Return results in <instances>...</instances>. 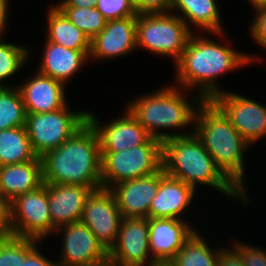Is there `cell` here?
<instances>
[{
  "instance_id": "1",
  "label": "cell",
  "mask_w": 266,
  "mask_h": 266,
  "mask_svg": "<svg viewBox=\"0 0 266 266\" xmlns=\"http://www.w3.org/2000/svg\"><path fill=\"white\" fill-rule=\"evenodd\" d=\"M196 31L191 34L181 58L174 64L175 82L172 81V84L191 92L196 90L195 93L204 100H211L226 91L218 85L223 75L246 65L266 62L262 55L241 52L231 46L232 43L225 40V32L202 34L199 31L197 34ZM213 36L225 43L209 38Z\"/></svg>"
},
{
  "instance_id": "2",
  "label": "cell",
  "mask_w": 266,
  "mask_h": 266,
  "mask_svg": "<svg viewBox=\"0 0 266 266\" xmlns=\"http://www.w3.org/2000/svg\"><path fill=\"white\" fill-rule=\"evenodd\" d=\"M189 93L191 91L167 84L128 99L124 106L152 137L164 141L194 133L197 109L204 99Z\"/></svg>"
},
{
  "instance_id": "3",
  "label": "cell",
  "mask_w": 266,
  "mask_h": 266,
  "mask_svg": "<svg viewBox=\"0 0 266 266\" xmlns=\"http://www.w3.org/2000/svg\"><path fill=\"white\" fill-rule=\"evenodd\" d=\"M194 134L214 159L216 166L246 196V205H250L252 196H249L247 190L249 175L246 174L245 154L252 146L211 100H204L198 107Z\"/></svg>"
},
{
  "instance_id": "4",
  "label": "cell",
  "mask_w": 266,
  "mask_h": 266,
  "mask_svg": "<svg viewBox=\"0 0 266 266\" xmlns=\"http://www.w3.org/2000/svg\"><path fill=\"white\" fill-rule=\"evenodd\" d=\"M162 168L164 172L197 192L198 185L215 190L225 198L246 206V196L222 173L201 141L193 133L162 141ZM239 200V201H238Z\"/></svg>"
},
{
  "instance_id": "5",
  "label": "cell",
  "mask_w": 266,
  "mask_h": 266,
  "mask_svg": "<svg viewBox=\"0 0 266 266\" xmlns=\"http://www.w3.org/2000/svg\"><path fill=\"white\" fill-rule=\"evenodd\" d=\"M41 159L43 183L103 188L100 141L89 122Z\"/></svg>"
},
{
  "instance_id": "6",
  "label": "cell",
  "mask_w": 266,
  "mask_h": 266,
  "mask_svg": "<svg viewBox=\"0 0 266 266\" xmlns=\"http://www.w3.org/2000/svg\"><path fill=\"white\" fill-rule=\"evenodd\" d=\"M193 32L172 12L139 13L136 19V46L166 56L174 65L182 56Z\"/></svg>"
},
{
  "instance_id": "7",
  "label": "cell",
  "mask_w": 266,
  "mask_h": 266,
  "mask_svg": "<svg viewBox=\"0 0 266 266\" xmlns=\"http://www.w3.org/2000/svg\"><path fill=\"white\" fill-rule=\"evenodd\" d=\"M100 153L101 181L105 189L123 181L150 176L162 168V141L154 137L124 151Z\"/></svg>"
},
{
  "instance_id": "8",
  "label": "cell",
  "mask_w": 266,
  "mask_h": 266,
  "mask_svg": "<svg viewBox=\"0 0 266 266\" xmlns=\"http://www.w3.org/2000/svg\"><path fill=\"white\" fill-rule=\"evenodd\" d=\"M88 122V110L70 105L47 113H26L25 128L38 157L58 148Z\"/></svg>"
},
{
  "instance_id": "9",
  "label": "cell",
  "mask_w": 266,
  "mask_h": 266,
  "mask_svg": "<svg viewBox=\"0 0 266 266\" xmlns=\"http://www.w3.org/2000/svg\"><path fill=\"white\" fill-rule=\"evenodd\" d=\"M9 225L11 235L41 242L54 234L45 183L9 203Z\"/></svg>"
},
{
  "instance_id": "10",
  "label": "cell",
  "mask_w": 266,
  "mask_h": 266,
  "mask_svg": "<svg viewBox=\"0 0 266 266\" xmlns=\"http://www.w3.org/2000/svg\"><path fill=\"white\" fill-rule=\"evenodd\" d=\"M255 100L228 90L211 99L251 146L266 139V105Z\"/></svg>"
},
{
  "instance_id": "11",
  "label": "cell",
  "mask_w": 266,
  "mask_h": 266,
  "mask_svg": "<svg viewBox=\"0 0 266 266\" xmlns=\"http://www.w3.org/2000/svg\"><path fill=\"white\" fill-rule=\"evenodd\" d=\"M55 234L62 235V252L56 259L59 266H105L109 263L108 251L81 221L60 226Z\"/></svg>"
},
{
  "instance_id": "12",
  "label": "cell",
  "mask_w": 266,
  "mask_h": 266,
  "mask_svg": "<svg viewBox=\"0 0 266 266\" xmlns=\"http://www.w3.org/2000/svg\"><path fill=\"white\" fill-rule=\"evenodd\" d=\"M113 266H148L156 263L149 247L148 218L123 217L116 242L108 251Z\"/></svg>"
},
{
  "instance_id": "13",
  "label": "cell",
  "mask_w": 266,
  "mask_h": 266,
  "mask_svg": "<svg viewBox=\"0 0 266 266\" xmlns=\"http://www.w3.org/2000/svg\"><path fill=\"white\" fill-rule=\"evenodd\" d=\"M122 218L112 191L101 188L93 190L87 197L80 221L109 251L116 242Z\"/></svg>"
},
{
  "instance_id": "14",
  "label": "cell",
  "mask_w": 266,
  "mask_h": 266,
  "mask_svg": "<svg viewBox=\"0 0 266 266\" xmlns=\"http://www.w3.org/2000/svg\"><path fill=\"white\" fill-rule=\"evenodd\" d=\"M123 114L102 123L96 113L88 110V122L96 130L100 152H120L145 144L152 136L123 108Z\"/></svg>"
},
{
  "instance_id": "15",
  "label": "cell",
  "mask_w": 266,
  "mask_h": 266,
  "mask_svg": "<svg viewBox=\"0 0 266 266\" xmlns=\"http://www.w3.org/2000/svg\"><path fill=\"white\" fill-rule=\"evenodd\" d=\"M136 19L129 16L109 20L104 29L91 40L89 62L108 61L138 51L136 46Z\"/></svg>"
},
{
  "instance_id": "16",
  "label": "cell",
  "mask_w": 266,
  "mask_h": 266,
  "mask_svg": "<svg viewBox=\"0 0 266 266\" xmlns=\"http://www.w3.org/2000/svg\"><path fill=\"white\" fill-rule=\"evenodd\" d=\"M150 254L155 262H170L197 230L190 221L148 218Z\"/></svg>"
},
{
  "instance_id": "17",
  "label": "cell",
  "mask_w": 266,
  "mask_h": 266,
  "mask_svg": "<svg viewBox=\"0 0 266 266\" xmlns=\"http://www.w3.org/2000/svg\"><path fill=\"white\" fill-rule=\"evenodd\" d=\"M21 84L20 89L26 113H47L64 108L67 105L66 85L37 71Z\"/></svg>"
},
{
  "instance_id": "18",
  "label": "cell",
  "mask_w": 266,
  "mask_h": 266,
  "mask_svg": "<svg viewBox=\"0 0 266 266\" xmlns=\"http://www.w3.org/2000/svg\"><path fill=\"white\" fill-rule=\"evenodd\" d=\"M197 191L183 181L173 178L160 169V184L149 209V218H173L190 221L184 218V212L192 209L190 204L196 200Z\"/></svg>"
},
{
  "instance_id": "19",
  "label": "cell",
  "mask_w": 266,
  "mask_h": 266,
  "mask_svg": "<svg viewBox=\"0 0 266 266\" xmlns=\"http://www.w3.org/2000/svg\"><path fill=\"white\" fill-rule=\"evenodd\" d=\"M160 184V170L147 177L123 181L110 190L123 217L149 218L150 204Z\"/></svg>"
},
{
  "instance_id": "20",
  "label": "cell",
  "mask_w": 266,
  "mask_h": 266,
  "mask_svg": "<svg viewBox=\"0 0 266 266\" xmlns=\"http://www.w3.org/2000/svg\"><path fill=\"white\" fill-rule=\"evenodd\" d=\"M91 50H71L44 39V47L38 67L42 75L51 77L66 86L87 65Z\"/></svg>"
},
{
  "instance_id": "21",
  "label": "cell",
  "mask_w": 266,
  "mask_h": 266,
  "mask_svg": "<svg viewBox=\"0 0 266 266\" xmlns=\"http://www.w3.org/2000/svg\"><path fill=\"white\" fill-rule=\"evenodd\" d=\"M48 191L49 210L53 226L79 222L82 218L85 201L92 188L71 184L45 183Z\"/></svg>"
},
{
  "instance_id": "22",
  "label": "cell",
  "mask_w": 266,
  "mask_h": 266,
  "mask_svg": "<svg viewBox=\"0 0 266 266\" xmlns=\"http://www.w3.org/2000/svg\"><path fill=\"white\" fill-rule=\"evenodd\" d=\"M43 184L42 159L0 166V198L8 204Z\"/></svg>"
},
{
  "instance_id": "23",
  "label": "cell",
  "mask_w": 266,
  "mask_h": 266,
  "mask_svg": "<svg viewBox=\"0 0 266 266\" xmlns=\"http://www.w3.org/2000/svg\"><path fill=\"white\" fill-rule=\"evenodd\" d=\"M218 5L217 0H172L170 12L178 15L192 32L195 27L202 33L226 32Z\"/></svg>"
},
{
  "instance_id": "24",
  "label": "cell",
  "mask_w": 266,
  "mask_h": 266,
  "mask_svg": "<svg viewBox=\"0 0 266 266\" xmlns=\"http://www.w3.org/2000/svg\"><path fill=\"white\" fill-rule=\"evenodd\" d=\"M45 39L71 50H91V41L55 5L46 10Z\"/></svg>"
},
{
  "instance_id": "25",
  "label": "cell",
  "mask_w": 266,
  "mask_h": 266,
  "mask_svg": "<svg viewBox=\"0 0 266 266\" xmlns=\"http://www.w3.org/2000/svg\"><path fill=\"white\" fill-rule=\"evenodd\" d=\"M201 230H196L193 235L185 242L183 247L177 252L170 261L172 266H216L220 250L224 247L212 246L211 239L202 235Z\"/></svg>"
},
{
  "instance_id": "26",
  "label": "cell",
  "mask_w": 266,
  "mask_h": 266,
  "mask_svg": "<svg viewBox=\"0 0 266 266\" xmlns=\"http://www.w3.org/2000/svg\"><path fill=\"white\" fill-rule=\"evenodd\" d=\"M25 126L0 130V166L37 159Z\"/></svg>"
},
{
  "instance_id": "27",
  "label": "cell",
  "mask_w": 266,
  "mask_h": 266,
  "mask_svg": "<svg viewBox=\"0 0 266 266\" xmlns=\"http://www.w3.org/2000/svg\"><path fill=\"white\" fill-rule=\"evenodd\" d=\"M7 34L2 33L0 35V88L13 87L8 85L6 81L11 80L15 75H20L19 72L29 65L33 56H31V49L24 44L11 43L4 41L7 38L4 36ZM18 72V74H16ZM15 74V75H14ZM11 77V78H10ZM10 78V79H9ZM5 82V83H4Z\"/></svg>"
},
{
  "instance_id": "28",
  "label": "cell",
  "mask_w": 266,
  "mask_h": 266,
  "mask_svg": "<svg viewBox=\"0 0 266 266\" xmlns=\"http://www.w3.org/2000/svg\"><path fill=\"white\" fill-rule=\"evenodd\" d=\"M26 111L20 89L0 88V130L25 126Z\"/></svg>"
},
{
  "instance_id": "29",
  "label": "cell",
  "mask_w": 266,
  "mask_h": 266,
  "mask_svg": "<svg viewBox=\"0 0 266 266\" xmlns=\"http://www.w3.org/2000/svg\"><path fill=\"white\" fill-rule=\"evenodd\" d=\"M75 26L93 40L105 27L107 20L96 7L56 6Z\"/></svg>"
},
{
  "instance_id": "30",
  "label": "cell",
  "mask_w": 266,
  "mask_h": 266,
  "mask_svg": "<svg viewBox=\"0 0 266 266\" xmlns=\"http://www.w3.org/2000/svg\"><path fill=\"white\" fill-rule=\"evenodd\" d=\"M40 243L39 240L11 234L0 238V266H22L26 256Z\"/></svg>"
},
{
  "instance_id": "31",
  "label": "cell",
  "mask_w": 266,
  "mask_h": 266,
  "mask_svg": "<svg viewBox=\"0 0 266 266\" xmlns=\"http://www.w3.org/2000/svg\"><path fill=\"white\" fill-rule=\"evenodd\" d=\"M96 8L109 20L137 16L132 0H97Z\"/></svg>"
},
{
  "instance_id": "32",
  "label": "cell",
  "mask_w": 266,
  "mask_h": 266,
  "mask_svg": "<svg viewBox=\"0 0 266 266\" xmlns=\"http://www.w3.org/2000/svg\"><path fill=\"white\" fill-rule=\"evenodd\" d=\"M232 246L241 254L244 266H266V248L250 245L248 242L231 237Z\"/></svg>"
},
{
  "instance_id": "33",
  "label": "cell",
  "mask_w": 266,
  "mask_h": 266,
  "mask_svg": "<svg viewBox=\"0 0 266 266\" xmlns=\"http://www.w3.org/2000/svg\"><path fill=\"white\" fill-rule=\"evenodd\" d=\"M254 18L249 22V35L257 46L266 50V5L254 9Z\"/></svg>"
},
{
  "instance_id": "34",
  "label": "cell",
  "mask_w": 266,
  "mask_h": 266,
  "mask_svg": "<svg viewBox=\"0 0 266 266\" xmlns=\"http://www.w3.org/2000/svg\"><path fill=\"white\" fill-rule=\"evenodd\" d=\"M135 11L139 13L170 12L172 0H132Z\"/></svg>"
},
{
  "instance_id": "35",
  "label": "cell",
  "mask_w": 266,
  "mask_h": 266,
  "mask_svg": "<svg viewBox=\"0 0 266 266\" xmlns=\"http://www.w3.org/2000/svg\"><path fill=\"white\" fill-rule=\"evenodd\" d=\"M230 247V248H229ZM216 266H244L241 254L229 243L220 250Z\"/></svg>"
},
{
  "instance_id": "36",
  "label": "cell",
  "mask_w": 266,
  "mask_h": 266,
  "mask_svg": "<svg viewBox=\"0 0 266 266\" xmlns=\"http://www.w3.org/2000/svg\"><path fill=\"white\" fill-rule=\"evenodd\" d=\"M37 245L22 262V266H59L56 260L47 258L40 250Z\"/></svg>"
},
{
  "instance_id": "37",
  "label": "cell",
  "mask_w": 266,
  "mask_h": 266,
  "mask_svg": "<svg viewBox=\"0 0 266 266\" xmlns=\"http://www.w3.org/2000/svg\"><path fill=\"white\" fill-rule=\"evenodd\" d=\"M11 234L9 225V204L0 198V238Z\"/></svg>"
},
{
  "instance_id": "38",
  "label": "cell",
  "mask_w": 266,
  "mask_h": 266,
  "mask_svg": "<svg viewBox=\"0 0 266 266\" xmlns=\"http://www.w3.org/2000/svg\"><path fill=\"white\" fill-rule=\"evenodd\" d=\"M11 2L12 1H10V0H0V31L4 34H5V32L7 34L8 30H6V29H8V28H6V27L9 25L8 22H10L8 20H10L9 15L11 13L10 10L12 9V6L10 7Z\"/></svg>"
},
{
  "instance_id": "39",
  "label": "cell",
  "mask_w": 266,
  "mask_h": 266,
  "mask_svg": "<svg viewBox=\"0 0 266 266\" xmlns=\"http://www.w3.org/2000/svg\"><path fill=\"white\" fill-rule=\"evenodd\" d=\"M97 0H60L55 6L96 7Z\"/></svg>"
},
{
  "instance_id": "40",
  "label": "cell",
  "mask_w": 266,
  "mask_h": 266,
  "mask_svg": "<svg viewBox=\"0 0 266 266\" xmlns=\"http://www.w3.org/2000/svg\"><path fill=\"white\" fill-rule=\"evenodd\" d=\"M248 1V5L251 6V9H257L263 5H266V0H247Z\"/></svg>"
},
{
  "instance_id": "41",
  "label": "cell",
  "mask_w": 266,
  "mask_h": 266,
  "mask_svg": "<svg viewBox=\"0 0 266 266\" xmlns=\"http://www.w3.org/2000/svg\"><path fill=\"white\" fill-rule=\"evenodd\" d=\"M148 266H172V265L170 264V262H156Z\"/></svg>"
}]
</instances>
